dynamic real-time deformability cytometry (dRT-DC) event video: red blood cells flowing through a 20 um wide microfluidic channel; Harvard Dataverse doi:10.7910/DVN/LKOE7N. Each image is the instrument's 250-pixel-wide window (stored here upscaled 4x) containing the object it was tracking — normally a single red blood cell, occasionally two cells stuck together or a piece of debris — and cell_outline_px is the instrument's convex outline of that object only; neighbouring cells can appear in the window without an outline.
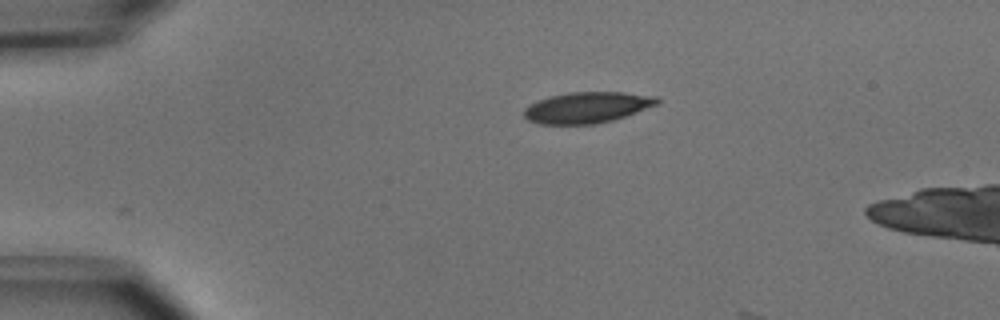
{"species": "common noctule bat (a hibernating species)", "species_latin": "Nyctalus noctula", "temperature_condition": "cold", "stored_images_in_passage": 3, "camera_frame_rate_fps": 3000, "um_per_image_px": 0.085, "animal": {"sex": "male", "body_mass_g": 15.6}, "frame": {"image": 1, "passage_image": 1, "time_ms": 0.0, "image_size_px": [1000, 320], "cell_outline_px": [[660, 104], [612, 120], [596, 124], [536, 124], [528, 120], [524, 116], [524, 108], [528, 104], [536, 100], [548, 96], [568, 92], [624, 92], [656, 96], [660, 100]], "centroid_in_image_um": [49.87, 9.13], "position_along_channel_um": 35.1, "area_um2": 24.33}}